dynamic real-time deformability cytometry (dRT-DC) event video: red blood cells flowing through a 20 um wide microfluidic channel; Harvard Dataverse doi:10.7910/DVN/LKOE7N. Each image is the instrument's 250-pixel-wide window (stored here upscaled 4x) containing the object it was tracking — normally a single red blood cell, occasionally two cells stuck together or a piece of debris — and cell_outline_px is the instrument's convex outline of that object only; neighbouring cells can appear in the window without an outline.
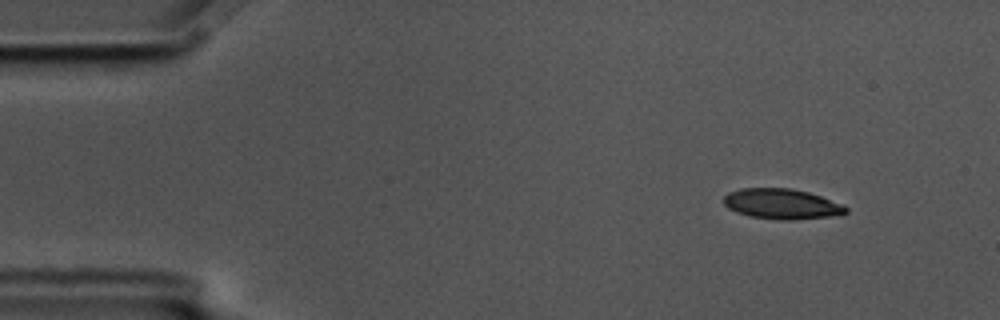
{"species": "common noctule bat (a hibernating species)", "species_latin": "Nyctalus noctula", "temperature_condition": "cold", "stored_images_in_passage": 4, "camera_frame_rate_fps": 3000, "um_per_image_px": 0.085, "animal": {"sex": "male", "body_mass_g": 17.5, "forearm_length_mm": 52.3}, "frame": {"image": 1, "passage_image": 1, "time_ms": 0.0, "image_size_px": [1000, 320], "cell_outline_px": [[848, 212], [840, 216], [788, 220], [780, 220], [752, 216], [736, 212], [728, 208], [724, 204], [724, 196], [728, 192], [740, 188], [792, 188], [808, 192], [844, 204], [848, 208]], "centroid_in_image_um": [66.49, 17.33], "position_along_channel_um": 18.5, "area_um2": 21.79}}